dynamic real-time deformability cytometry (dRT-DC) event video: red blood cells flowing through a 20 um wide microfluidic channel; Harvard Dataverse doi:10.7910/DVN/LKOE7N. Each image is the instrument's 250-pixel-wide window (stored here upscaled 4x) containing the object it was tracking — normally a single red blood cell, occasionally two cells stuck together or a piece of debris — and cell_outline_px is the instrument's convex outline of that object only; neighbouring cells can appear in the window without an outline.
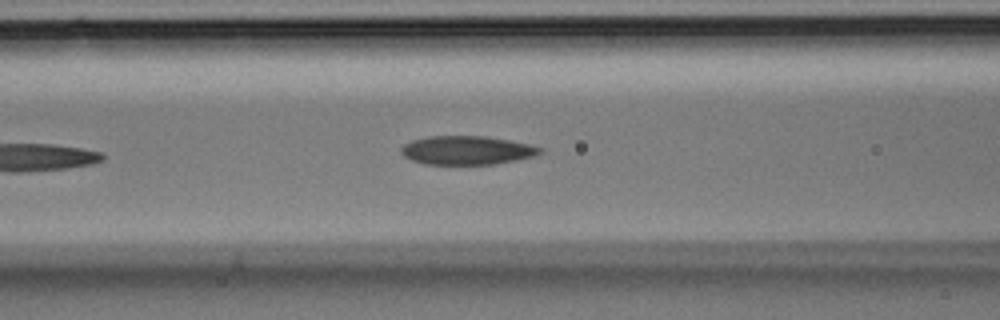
{"species": "Egyptian fruit bat (a non-hibernating species)", "species_latin": "Rousettus aegyptiacus", "temperature_condition": "room temperature", "stored_images_in_passage": 18, "camera_frame_rate_fps": 3000, "um_per_image_px": 0.085, "animal": {"sex": "male"}, "frame": {"image": 1, "passage_image": 6, "time_ms": 1.667, "image_size_px": [1000, 320], "cell_outline_px": [[540, 152], [528, 156], [488, 164], [428, 164], [404, 156], [404, 144], [416, 140], [432, 136], [480, 136], [504, 140], [524, 144], [540, 148]], "centroid_in_image_um": [39.6, 12.77], "position_along_channel_um": 127.0, "area_um2": 21.68}}